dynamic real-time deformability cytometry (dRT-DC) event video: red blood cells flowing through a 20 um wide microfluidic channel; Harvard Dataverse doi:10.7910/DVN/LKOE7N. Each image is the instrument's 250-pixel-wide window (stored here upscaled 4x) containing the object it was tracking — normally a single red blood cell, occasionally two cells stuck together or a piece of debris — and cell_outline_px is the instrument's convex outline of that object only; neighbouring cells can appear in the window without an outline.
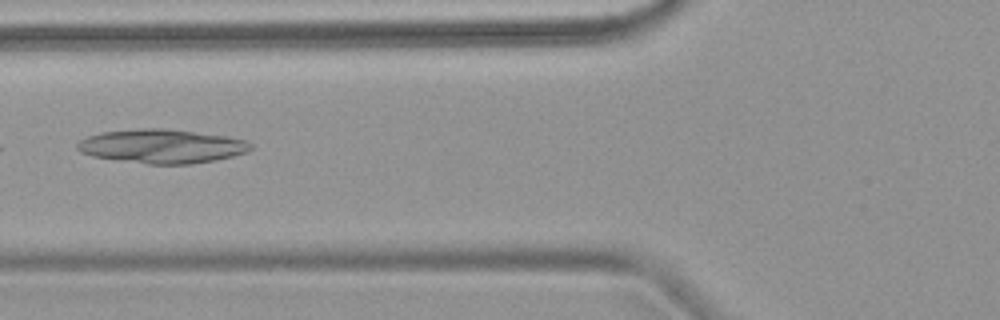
{"species": "common noctule bat (a hibernating species)", "species_latin": "Nyctalus noctula", "temperature_condition": "warm", "stored_images_in_passage": 6, "camera_frame_rate_fps": 3000, "um_per_image_px": 0.085, "animal": {"sex": "female", "body_mass_g": 18.4}, "frame": {"image": 1, "passage_image": 6, "time_ms": 6.0, "image_size_px": [1000, 320], "cell_outline_px": [[252, 148], [248, 152], [216, 160], [192, 164], [148, 164], [92, 156], [80, 152], [76, 148], [76, 144], [80, 140], [88, 136], [100, 132], [140, 128], [164, 128], [228, 136], [248, 140], [252, 144]], "centroid_in_image_um": [13.78, 12.42], "position_along_channel_um": 112.0, "area_um2": 34.51}}